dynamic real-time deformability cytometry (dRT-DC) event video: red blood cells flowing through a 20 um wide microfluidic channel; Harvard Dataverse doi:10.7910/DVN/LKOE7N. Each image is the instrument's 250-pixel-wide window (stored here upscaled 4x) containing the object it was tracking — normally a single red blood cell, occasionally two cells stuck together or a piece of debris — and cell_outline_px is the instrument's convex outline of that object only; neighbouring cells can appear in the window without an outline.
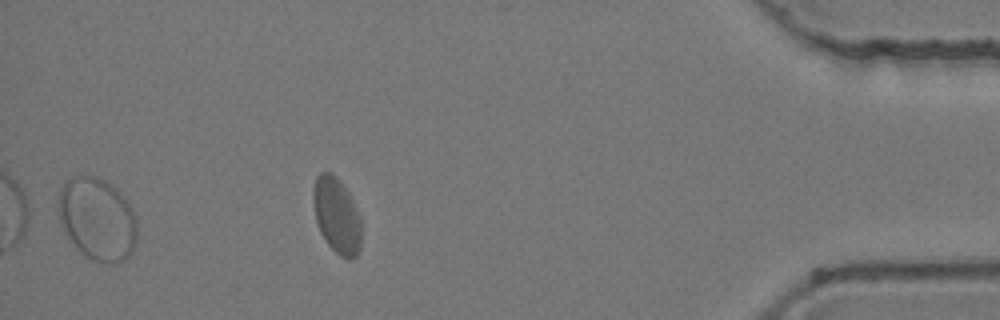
{"species": "common noctule bat (a hibernating species)", "species_latin": "Nyctalus noctula", "temperature_condition": "room temperature", "stored_images_in_passage": 32, "segment_of_instrument_passage": [3, 3], "camera_frame_rate_fps": 3000, "um_per_image_px": 0.085, "animal": {"sex": "female", "body_mass_g": 24.6, "forearm_length_mm": 56.2}, "frame": {"image": 1, "passage_image": 32, "time_ms": 10.333, "image_size_px": [1000, 320], "cell_outline_px": [[360, 248], [356, 256], [352, 260], [348, 260], [340, 256], [328, 244], [320, 232], [316, 220], [312, 200], [312, 192], [316, 176], [320, 172], [332, 172], [340, 180], [348, 192], [360, 216]], "centroid_in_image_um": [28.6, 18.3], "position_along_channel_um": 406.6, "area_um2": 21.33}}